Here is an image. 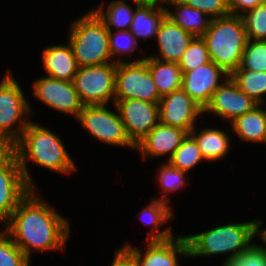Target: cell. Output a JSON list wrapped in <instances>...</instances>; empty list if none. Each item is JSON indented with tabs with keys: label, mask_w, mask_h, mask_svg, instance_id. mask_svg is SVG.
<instances>
[{
	"label": "cell",
	"mask_w": 266,
	"mask_h": 266,
	"mask_svg": "<svg viewBox=\"0 0 266 266\" xmlns=\"http://www.w3.org/2000/svg\"><path fill=\"white\" fill-rule=\"evenodd\" d=\"M42 194L40 189H32L1 226L30 260L32 253H66L72 234L69 218Z\"/></svg>",
	"instance_id": "cell-1"
},
{
	"label": "cell",
	"mask_w": 266,
	"mask_h": 266,
	"mask_svg": "<svg viewBox=\"0 0 266 266\" xmlns=\"http://www.w3.org/2000/svg\"><path fill=\"white\" fill-rule=\"evenodd\" d=\"M31 121L23 131L21 138L11 147L16 154L27 184L32 189H41L31 175L29 165L38 166L49 172L62 175H72L78 171L74 158L68 152L62 137L56 132ZM57 133V134H56Z\"/></svg>",
	"instance_id": "cell-2"
},
{
	"label": "cell",
	"mask_w": 266,
	"mask_h": 266,
	"mask_svg": "<svg viewBox=\"0 0 266 266\" xmlns=\"http://www.w3.org/2000/svg\"><path fill=\"white\" fill-rule=\"evenodd\" d=\"M243 221H228L225 224L219 222V225L208 227L205 231L185 234L189 245V260L224 256L222 263H226L238 258L256 242L257 238L256 218Z\"/></svg>",
	"instance_id": "cell-3"
},
{
	"label": "cell",
	"mask_w": 266,
	"mask_h": 266,
	"mask_svg": "<svg viewBox=\"0 0 266 266\" xmlns=\"http://www.w3.org/2000/svg\"><path fill=\"white\" fill-rule=\"evenodd\" d=\"M73 20L68 26L66 41L71 46L78 67L113 62L109 31L95 12L90 8Z\"/></svg>",
	"instance_id": "cell-4"
},
{
	"label": "cell",
	"mask_w": 266,
	"mask_h": 266,
	"mask_svg": "<svg viewBox=\"0 0 266 266\" xmlns=\"http://www.w3.org/2000/svg\"><path fill=\"white\" fill-rule=\"evenodd\" d=\"M202 38L206 42L210 60L228 75L240 67L248 41L241 16L230 14L212 19Z\"/></svg>",
	"instance_id": "cell-5"
},
{
	"label": "cell",
	"mask_w": 266,
	"mask_h": 266,
	"mask_svg": "<svg viewBox=\"0 0 266 266\" xmlns=\"http://www.w3.org/2000/svg\"><path fill=\"white\" fill-rule=\"evenodd\" d=\"M14 74L8 67L0 79V144L10 148L21 138L36 113Z\"/></svg>",
	"instance_id": "cell-6"
},
{
	"label": "cell",
	"mask_w": 266,
	"mask_h": 266,
	"mask_svg": "<svg viewBox=\"0 0 266 266\" xmlns=\"http://www.w3.org/2000/svg\"><path fill=\"white\" fill-rule=\"evenodd\" d=\"M113 105V107H112ZM112 107V108H111ZM111 108V109H110ZM80 128L102 145L135 150L136 145L130 140L116 105H85L75 119Z\"/></svg>",
	"instance_id": "cell-7"
},
{
	"label": "cell",
	"mask_w": 266,
	"mask_h": 266,
	"mask_svg": "<svg viewBox=\"0 0 266 266\" xmlns=\"http://www.w3.org/2000/svg\"><path fill=\"white\" fill-rule=\"evenodd\" d=\"M117 63L78 67L73 83L82 104H113Z\"/></svg>",
	"instance_id": "cell-8"
},
{
	"label": "cell",
	"mask_w": 266,
	"mask_h": 266,
	"mask_svg": "<svg viewBox=\"0 0 266 266\" xmlns=\"http://www.w3.org/2000/svg\"><path fill=\"white\" fill-rule=\"evenodd\" d=\"M144 248L125 240L119 246L137 266H180V261L189 259V245L185 234H176L166 241H146Z\"/></svg>",
	"instance_id": "cell-9"
},
{
	"label": "cell",
	"mask_w": 266,
	"mask_h": 266,
	"mask_svg": "<svg viewBox=\"0 0 266 266\" xmlns=\"http://www.w3.org/2000/svg\"><path fill=\"white\" fill-rule=\"evenodd\" d=\"M31 84L33 100L41 102L50 111L52 109L65 116H71V118L73 116L75 119L78 117L84 105L73 81L41 75V77H36Z\"/></svg>",
	"instance_id": "cell-10"
},
{
	"label": "cell",
	"mask_w": 266,
	"mask_h": 266,
	"mask_svg": "<svg viewBox=\"0 0 266 266\" xmlns=\"http://www.w3.org/2000/svg\"><path fill=\"white\" fill-rule=\"evenodd\" d=\"M159 95L154 79L144 61L117 63L115 99H139L159 103Z\"/></svg>",
	"instance_id": "cell-11"
},
{
	"label": "cell",
	"mask_w": 266,
	"mask_h": 266,
	"mask_svg": "<svg viewBox=\"0 0 266 266\" xmlns=\"http://www.w3.org/2000/svg\"><path fill=\"white\" fill-rule=\"evenodd\" d=\"M31 190L16 154L10 149L0 159V227Z\"/></svg>",
	"instance_id": "cell-12"
},
{
	"label": "cell",
	"mask_w": 266,
	"mask_h": 266,
	"mask_svg": "<svg viewBox=\"0 0 266 266\" xmlns=\"http://www.w3.org/2000/svg\"><path fill=\"white\" fill-rule=\"evenodd\" d=\"M258 103L239 89L238 85L229 76L222 85L212 94L209 103L203 109V117L210 115L211 119H220L229 124L235 118L252 111ZM205 115V116H204Z\"/></svg>",
	"instance_id": "cell-13"
},
{
	"label": "cell",
	"mask_w": 266,
	"mask_h": 266,
	"mask_svg": "<svg viewBox=\"0 0 266 266\" xmlns=\"http://www.w3.org/2000/svg\"><path fill=\"white\" fill-rule=\"evenodd\" d=\"M158 105L161 124L188 133L204 119L203 109L182 88L162 96Z\"/></svg>",
	"instance_id": "cell-14"
},
{
	"label": "cell",
	"mask_w": 266,
	"mask_h": 266,
	"mask_svg": "<svg viewBox=\"0 0 266 266\" xmlns=\"http://www.w3.org/2000/svg\"><path fill=\"white\" fill-rule=\"evenodd\" d=\"M130 140L136 145L160 123L158 103L139 99L114 100Z\"/></svg>",
	"instance_id": "cell-15"
},
{
	"label": "cell",
	"mask_w": 266,
	"mask_h": 266,
	"mask_svg": "<svg viewBox=\"0 0 266 266\" xmlns=\"http://www.w3.org/2000/svg\"><path fill=\"white\" fill-rule=\"evenodd\" d=\"M213 61L198 68L182 72V89L202 108L209 103L212 94L229 77Z\"/></svg>",
	"instance_id": "cell-16"
},
{
	"label": "cell",
	"mask_w": 266,
	"mask_h": 266,
	"mask_svg": "<svg viewBox=\"0 0 266 266\" xmlns=\"http://www.w3.org/2000/svg\"><path fill=\"white\" fill-rule=\"evenodd\" d=\"M188 134L181 128L159 123L136 144L135 152L143 163L159 157L163 158V162L168 161Z\"/></svg>",
	"instance_id": "cell-17"
},
{
	"label": "cell",
	"mask_w": 266,
	"mask_h": 266,
	"mask_svg": "<svg viewBox=\"0 0 266 266\" xmlns=\"http://www.w3.org/2000/svg\"><path fill=\"white\" fill-rule=\"evenodd\" d=\"M143 207L137 217L144 226L149 227L144 241H166L177 234L170 224L176 219L173 205L150 197L148 205Z\"/></svg>",
	"instance_id": "cell-18"
},
{
	"label": "cell",
	"mask_w": 266,
	"mask_h": 266,
	"mask_svg": "<svg viewBox=\"0 0 266 266\" xmlns=\"http://www.w3.org/2000/svg\"><path fill=\"white\" fill-rule=\"evenodd\" d=\"M194 38V35L186 32L168 17H165L154 40V45L157 44L158 52L155 51L154 54L152 52V54H147V56L162 61L178 63Z\"/></svg>",
	"instance_id": "cell-19"
},
{
	"label": "cell",
	"mask_w": 266,
	"mask_h": 266,
	"mask_svg": "<svg viewBox=\"0 0 266 266\" xmlns=\"http://www.w3.org/2000/svg\"><path fill=\"white\" fill-rule=\"evenodd\" d=\"M203 123V124H201ZM199 125L195 126L190 135L195 139L200 149V152L207 163L220 162L228 156L231 150L232 138L231 129L217 128L216 126H208L206 121L201 120ZM201 125V127H199ZM199 127V128H198ZM227 155V156H226Z\"/></svg>",
	"instance_id": "cell-20"
},
{
	"label": "cell",
	"mask_w": 266,
	"mask_h": 266,
	"mask_svg": "<svg viewBox=\"0 0 266 266\" xmlns=\"http://www.w3.org/2000/svg\"><path fill=\"white\" fill-rule=\"evenodd\" d=\"M41 51L40 62L46 76L73 81L78 65L67 41L64 44L58 42V44L47 45Z\"/></svg>",
	"instance_id": "cell-21"
},
{
	"label": "cell",
	"mask_w": 266,
	"mask_h": 266,
	"mask_svg": "<svg viewBox=\"0 0 266 266\" xmlns=\"http://www.w3.org/2000/svg\"><path fill=\"white\" fill-rule=\"evenodd\" d=\"M166 17L164 4L157 2H141L135 6L134 17L130 32L136 37L138 43L150 39L155 40L159 26Z\"/></svg>",
	"instance_id": "cell-22"
},
{
	"label": "cell",
	"mask_w": 266,
	"mask_h": 266,
	"mask_svg": "<svg viewBox=\"0 0 266 266\" xmlns=\"http://www.w3.org/2000/svg\"><path fill=\"white\" fill-rule=\"evenodd\" d=\"M166 17L195 37H202L210 27L212 19L198 9L181 0H170L165 4Z\"/></svg>",
	"instance_id": "cell-23"
},
{
	"label": "cell",
	"mask_w": 266,
	"mask_h": 266,
	"mask_svg": "<svg viewBox=\"0 0 266 266\" xmlns=\"http://www.w3.org/2000/svg\"><path fill=\"white\" fill-rule=\"evenodd\" d=\"M141 2L140 0H103L97 7H92V10L102 20L108 31L130 30L134 7Z\"/></svg>",
	"instance_id": "cell-24"
},
{
	"label": "cell",
	"mask_w": 266,
	"mask_h": 266,
	"mask_svg": "<svg viewBox=\"0 0 266 266\" xmlns=\"http://www.w3.org/2000/svg\"><path fill=\"white\" fill-rule=\"evenodd\" d=\"M229 124L232 135H236L240 141L238 143L266 145V117L259 105Z\"/></svg>",
	"instance_id": "cell-25"
},
{
	"label": "cell",
	"mask_w": 266,
	"mask_h": 266,
	"mask_svg": "<svg viewBox=\"0 0 266 266\" xmlns=\"http://www.w3.org/2000/svg\"><path fill=\"white\" fill-rule=\"evenodd\" d=\"M155 172V184L156 186L158 185L157 188H159L160 192L158 194L160 197L157 196L156 198L154 195L150 197L166 201L172 205L173 200L171 199L173 198L170 196H176V194H179L181 190H185L187 185L190 183L188 180L190 176H188L187 172L172 166L167 161H160L156 166Z\"/></svg>",
	"instance_id": "cell-26"
},
{
	"label": "cell",
	"mask_w": 266,
	"mask_h": 266,
	"mask_svg": "<svg viewBox=\"0 0 266 266\" xmlns=\"http://www.w3.org/2000/svg\"><path fill=\"white\" fill-rule=\"evenodd\" d=\"M143 61L147 64L161 97L182 87V71L178 63L158 60L147 55Z\"/></svg>",
	"instance_id": "cell-27"
},
{
	"label": "cell",
	"mask_w": 266,
	"mask_h": 266,
	"mask_svg": "<svg viewBox=\"0 0 266 266\" xmlns=\"http://www.w3.org/2000/svg\"><path fill=\"white\" fill-rule=\"evenodd\" d=\"M142 48H143L142 46L140 48L139 43L136 40V37L129 30L109 31V49L112 55V61L114 63L143 61L146 57V54L148 53V49L147 51H145L146 48L145 49ZM138 50H140L141 53L140 55L143 54L142 57L139 55L138 57L135 56L137 55L135 53Z\"/></svg>",
	"instance_id": "cell-28"
},
{
	"label": "cell",
	"mask_w": 266,
	"mask_h": 266,
	"mask_svg": "<svg viewBox=\"0 0 266 266\" xmlns=\"http://www.w3.org/2000/svg\"><path fill=\"white\" fill-rule=\"evenodd\" d=\"M167 162L182 171L190 173L198 167V164L200 166L201 163H206V160L202 156L195 139L188 134Z\"/></svg>",
	"instance_id": "cell-29"
},
{
	"label": "cell",
	"mask_w": 266,
	"mask_h": 266,
	"mask_svg": "<svg viewBox=\"0 0 266 266\" xmlns=\"http://www.w3.org/2000/svg\"><path fill=\"white\" fill-rule=\"evenodd\" d=\"M230 77L258 104L266 97V72L235 70Z\"/></svg>",
	"instance_id": "cell-30"
},
{
	"label": "cell",
	"mask_w": 266,
	"mask_h": 266,
	"mask_svg": "<svg viewBox=\"0 0 266 266\" xmlns=\"http://www.w3.org/2000/svg\"><path fill=\"white\" fill-rule=\"evenodd\" d=\"M248 40L266 41V0L241 15Z\"/></svg>",
	"instance_id": "cell-31"
},
{
	"label": "cell",
	"mask_w": 266,
	"mask_h": 266,
	"mask_svg": "<svg viewBox=\"0 0 266 266\" xmlns=\"http://www.w3.org/2000/svg\"><path fill=\"white\" fill-rule=\"evenodd\" d=\"M236 70L266 72V41L248 40L241 65Z\"/></svg>",
	"instance_id": "cell-32"
},
{
	"label": "cell",
	"mask_w": 266,
	"mask_h": 266,
	"mask_svg": "<svg viewBox=\"0 0 266 266\" xmlns=\"http://www.w3.org/2000/svg\"><path fill=\"white\" fill-rule=\"evenodd\" d=\"M209 52L205 40L202 37H195L181 60L178 62L182 72H187L198 68L200 65L210 62Z\"/></svg>",
	"instance_id": "cell-33"
},
{
	"label": "cell",
	"mask_w": 266,
	"mask_h": 266,
	"mask_svg": "<svg viewBox=\"0 0 266 266\" xmlns=\"http://www.w3.org/2000/svg\"><path fill=\"white\" fill-rule=\"evenodd\" d=\"M32 261L0 228V266H31Z\"/></svg>",
	"instance_id": "cell-34"
},
{
	"label": "cell",
	"mask_w": 266,
	"mask_h": 266,
	"mask_svg": "<svg viewBox=\"0 0 266 266\" xmlns=\"http://www.w3.org/2000/svg\"><path fill=\"white\" fill-rule=\"evenodd\" d=\"M186 5L198 9L211 19L230 15L228 0H181Z\"/></svg>",
	"instance_id": "cell-35"
},
{
	"label": "cell",
	"mask_w": 266,
	"mask_h": 266,
	"mask_svg": "<svg viewBox=\"0 0 266 266\" xmlns=\"http://www.w3.org/2000/svg\"><path fill=\"white\" fill-rule=\"evenodd\" d=\"M244 266H266V252L256 242L238 257Z\"/></svg>",
	"instance_id": "cell-36"
},
{
	"label": "cell",
	"mask_w": 266,
	"mask_h": 266,
	"mask_svg": "<svg viewBox=\"0 0 266 266\" xmlns=\"http://www.w3.org/2000/svg\"><path fill=\"white\" fill-rule=\"evenodd\" d=\"M264 0H228V8L231 15L241 16L246 11L255 8Z\"/></svg>",
	"instance_id": "cell-37"
},
{
	"label": "cell",
	"mask_w": 266,
	"mask_h": 266,
	"mask_svg": "<svg viewBox=\"0 0 266 266\" xmlns=\"http://www.w3.org/2000/svg\"><path fill=\"white\" fill-rule=\"evenodd\" d=\"M109 266H137L133 259L122 249L116 248Z\"/></svg>",
	"instance_id": "cell-38"
},
{
	"label": "cell",
	"mask_w": 266,
	"mask_h": 266,
	"mask_svg": "<svg viewBox=\"0 0 266 266\" xmlns=\"http://www.w3.org/2000/svg\"><path fill=\"white\" fill-rule=\"evenodd\" d=\"M256 238L258 239V244L265 250L266 252V227H264L263 225H265V223L263 222V220L261 219V217L256 218ZM262 242V243H261Z\"/></svg>",
	"instance_id": "cell-39"
},
{
	"label": "cell",
	"mask_w": 266,
	"mask_h": 266,
	"mask_svg": "<svg viewBox=\"0 0 266 266\" xmlns=\"http://www.w3.org/2000/svg\"><path fill=\"white\" fill-rule=\"evenodd\" d=\"M220 266H244V263L239 258H235V259L229 260L226 263H221Z\"/></svg>",
	"instance_id": "cell-40"
},
{
	"label": "cell",
	"mask_w": 266,
	"mask_h": 266,
	"mask_svg": "<svg viewBox=\"0 0 266 266\" xmlns=\"http://www.w3.org/2000/svg\"><path fill=\"white\" fill-rule=\"evenodd\" d=\"M11 148L0 144V159L10 150Z\"/></svg>",
	"instance_id": "cell-41"
},
{
	"label": "cell",
	"mask_w": 266,
	"mask_h": 266,
	"mask_svg": "<svg viewBox=\"0 0 266 266\" xmlns=\"http://www.w3.org/2000/svg\"><path fill=\"white\" fill-rule=\"evenodd\" d=\"M266 117V97L258 104Z\"/></svg>",
	"instance_id": "cell-42"
},
{
	"label": "cell",
	"mask_w": 266,
	"mask_h": 266,
	"mask_svg": "<svg viewBox=\"0 0 266 266\" xmlns=\"http://www.w3.org/2000/svg\"><path fill=\"white\" fill-rule=\"evenodd\" d=\"M167 1H170V0H156V2L160 4H165Z\"/></svg>",
	"instance_id": "cell-43"
},
{
	"label": "cell",
	"mask_w": 266,
	"mask_h": 266,
	"mask_svg": "<svg viewBox=\"0 0 266 266\" xmlns=\"http://www.w3.org/2000/svg\"><path fill=\"white\" fill-rule=\"evenodd\" d=\"M140 1H143V2H156V0H140Z\"/></svg>",
	"instance_id": "cell-44"
}]
</instances>
